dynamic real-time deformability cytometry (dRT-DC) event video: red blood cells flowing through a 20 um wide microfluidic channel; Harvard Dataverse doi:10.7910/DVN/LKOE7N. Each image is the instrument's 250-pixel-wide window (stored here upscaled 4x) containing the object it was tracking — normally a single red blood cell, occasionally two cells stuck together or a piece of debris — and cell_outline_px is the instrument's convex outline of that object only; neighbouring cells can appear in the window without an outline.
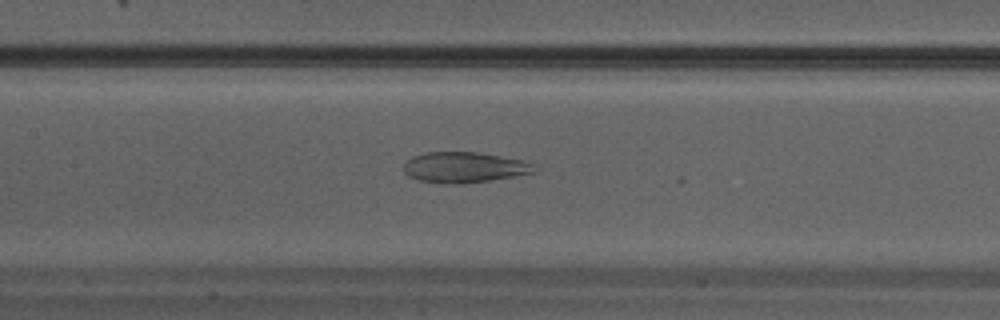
{"species": "Egyptian fruit bat (a non-hibernating species)", "species_latin": "Rousettus aegyptiacus", "temperature_condition": "warm", "stored_images_in_passage": 10, "camera_frame_rate_fps": 3000, "um_per_image_px": 0.085, "animal": {"sex": "male"}, "frame": {"image": 1, "passage_image": 9, "time_ms": 2.667, "image_size_px": [1000, 320], "cell_outline_px": [[532, 172], [512, 176], [488, 180], [460, 184], [416, 180], [408, 176], [404, 172], [404, 160], [412, 156], [428, 152], [476, 152], [524, 160], [532, 164]], "centroid_in_image_um": [39.36, 14.21], "position_along_channel_um": 168.0, "area_um2": 22.89}}